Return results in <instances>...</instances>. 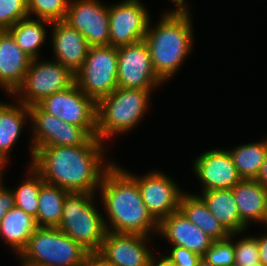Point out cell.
I'll list each match as a JSON object with an SVG mask.
<instances>
[{"label":"cell","mask_w":267,"mask_h":266,"mask_svg":"<svg viewBox=\"0 0 267 266\" xmlns=\"http://www.w3.org/2000/svg\"><path fill=\"white\" fill-rule=\"evenodd\" d=\"M105 147L98 137L80 146L40 147L29 165L46 183L68 192L97 193L105 172L115 163L105 162Z\"/></svg>","instance_id":"6da1fadb"},{"label":"cell","mask_w":267,"mask_h":266,"mask_svg":"<svg viewBox=\"0 0 267 266\" xmlns=\"http://www.w3.org/2000/svg\"><path fill=\"white\" fill-rule=\"evenodd\" d=\"M107 231L150 236L158 233V222L145 206L137 182L121 166L105 172L99 187ZM109 224V225H108Z\"/></svg>","instance_id":"7a4b0ae2"},{"label":"cell","mask_w":267,"mask_h":266,"mask_svg":"<svg viewBox=\"0 0 267 266\" xmlns=\"http://www.w3.org/2000/svg\"><path fill=\"white\" fill-rule=\"evenodd\" d=\"M191 12H164L156 26L148 25L145 42L149 48L153 69L165 83L177 74L192 52L194 34Z\"/></svg>","instance_id":"3957f363"},{"label":"cell","mask_w":267,"mask_h":266,"mask_svg":"<svg viewBox=\"0 0 267 266\" xmlns=\"http://www.w3.org/2000/svg\"><path fill=\"white\" fill-rule=\"evenodd\" d=\"M152 92V89L117 87L110 95L98 101L97 137L107 142V139L111 140L117 134H127L139 125L150 105Z\"/></svg>","instance_id":"277c9868"},{"label":"cell","mask_w":267,"mask_h":266,"mask_svg":"<svg viewBox=\"0 0 267 266\" xmlns=\"http://www.w3.org/2000/svg\"><path fill=\"white\" fill-rule=\"evenodd\" d=\"M96 193L69 192L64 200L58 228L78 242L91 255H96L103 244L107 229L102 213L96 209Z\"/></svg>","instance_id":"5b68a950"},{"label":"cell","mask_w":267,"mask_h":266,"mask_svg":"<svg viewBox=\"0 0 267 266\" xmlns=\"http://www.w3.org/2000/svg\"><path fill=\"white\" fill-rule=\"evenodd\" d=\"M90 255L58 227H37L18 256L44 266H81Z\"/></svg>","instance_id":"8992f818"},{"label":"cell","mask_w":267,"mask_h":266,"mask_svg":"<svg viewBox=\"0 0 267 266\" xmlns=\"http://www.w3.org/2000/svg\"><path fill=\"white\" fill-rule=\"evenodd\" d=\"M118 47L91 46L81 69L75 74L77 86L96 103L117 87Z\"/></svg>","instance_id":"52a82bcc"},{"label":"cell","mask_w":267,"mask_h":266,"mask_svg":"<svg viewBox=\"0 0 267 266\" xmlns=\"http://www.w3.org/2000/svg\"><path fill=\"white\" fill-rule=\"evenodd\" d=\"M74 82L75 74L66 66L56 60L41 61L36 58L31 60L22 85L12 96L30 107L69 88Z\"/></svg>","instance_id":"ba28073f"},{"label":"cell","mask_w":267,"mask_h":266,"mask_svg":"<svg viewBox=\"0 0 267 266\" xmlns=\"http://www.w3.org/2000/svg\"><path fill=\"white\" fill-rule=\"evenodd\" d=\"M48 114L78 127L97 137V103L89 98L74 82L69 88L54 93L37 104Z\"/></svg>","instance_id":"9c48e42d"},{"label":"cell","mask_w":267,"mask_h":266,"mask_svg":"<svg viewBox=\"0 0 267 266\" xmlns=\"http://www.w3.org/2000/svg\"><path fill=\"white\" fill-rule=\"evenodd\" d=\"M32 139L29 144L31 161L40 147L85 145L92 136L82 127L69 124L48 114L38 105L29 107Z\"/></svg>","instance_id":"30bf717a"},{"label":"cell","mask_w":267,"mask_h":266,"mask_svg":"<svg viewBox=\"0 0 267 266\" xmlns=\"http://www.w3.org/2000/svg\"><path fill=\"white\" fill-rule=\"evenodd\" d=\"M163 83L153 69L144 39L118 47V87L155 90Z\"/></svg>","instance_id":"8fae6325"},{"label":"cell","mask_w":267,"mask_h":266,"mask_svg":"<svg viewBox=\"0 0 267 266\" xmlns=\"http://www.w3.org/2000/svg\"><path fill=\"white\" fill-rule=\"evenodd\" d=\"M127 172L137 182L142 200L148 212L159 223L171 213L179 210L182 191L172 177L159 170H151L144 176Z\"/></svg>","instance_id":"7c38bea8"},{"label":"cell","mask_w":267,"mask_h":266,"mask_svg":"<svg viewBox=\"0 0 267 266\" xmlns=\"http://www.w3.org/2000/svg\"><path fill=\"white\" fill-rule=\"evenodd\" d=\"M140 0H123L108 6L109 45L120 47L145 38L150 15Z\"/></svg>","instance_id":"4fadbf2b"},{"label":"cell","mask_w":267,"mask_h":266,"mask_svg":"<svg viewBox=\"0 0 267 266\" xmlns=\"http://www.w3.org/2000/svg\"><path fill=\"white\" fill-rule=\"evenodd\" d=\"M65 21L91 46L109 45L108 6L100 0H70Z\"/></svg>","instance_id":"5bb4252c"},{"label":"cell","mask_w":267,"mask_h":266,"mask_svg":"<svg viewBox=\"0 0 267 266\" xmlns=\"http://www.w3.org/2000/svg\"><path fill=\"white\" fill-rule=\"evenodd\" d=\"M150 236L107 231L96 254L108 266H151Z\"/></svg>","instance_id":"9a60e30c"},{"label":"cell","mask_w":267,"mask_h":266,"mask_svg":"<svg viewBox=\"0 0 267 266\" xmlns=\"http://www.w3.org/2000/svg\"><path fill=\"white\" fill-rule=\"evenodd\" d=\"M197 157L192 169L202 191L232 189L242 179L228 150L211 149Z\"/></svg>","instance_id":"2e32d148"},{"label":"cell","mask_w":267,"mask_h":266,"mask_svg":"<svg viewBox=\"0 0 267 266\" xmlns=\"http://www.w3.org/2000/svg\"><path fill=\"white\" fill-rule=\"evenodd\" d=\"M158 234L171 245L184 247L202 257L214 241L190 222L180 210L171 213L158 223L157 236Z\"/></svg>","instance_id":"e0dca14e"},{"label":"cell","mask_w":267,"mask_h":266,"mask_svg":"<svg viewBox=\"0 0 267 266\" xmlns=\"http://www.w3.org/2000/svg\"><path fill=\"white\" fill-rule=\"evenodd\" d=\"M50 25L51 44L55 55L53 60L76 74L81 69L90 46L86 39L65 20L54 21Z\"/></svg>","instance_id":"ac0fdd59"},{"label":"cell","mask_w":267,"mask_h":266,"mask_svg":"<svg viewBox=\"0 0 267 266\" xmlns=\"http://www.w3.org/2000/svg\"><path fill=\"white\" fill-rule=\"evenodd\" d=\"M31 60L8 30H0V87L8 96L22 85Z\"/></svg>","instance_id":"d6986e66"},{"label":"cell","mask_w":267,"mask_h":266,"mask_svg":"<svg viewBox=\"0 0 267 266\" xmlns=\"http://www.w3.org/2000/svg\"><path fill=\"white\" fill-rule=\"evenodd\" d=\"M198 196L208 210L230 233H244L248 228L241 220L232 189L202 191Z\"/></svg>","instance_id":"ffe728a7"},{"label":"cell","mask_w":267,"mask_h":266,"mask_svg":"<svg viewBox=\"0 0 267 266\" xmlns=\"http://www.w3.org/2000/svg\"><path fill=\"white\" fill-rule=\"evenodd\" d=\"M232 192L242 222L249 227L251 222L261 223L265 211L267 188L255 179H241Z\"/></svg>","instance_id":"44dd1931"},{"label":"cell","mask_w":267,"mask_h":266,"mask_svg":"<svg viewBox=\"0 0 267 266\" xmlns=\"http://www.w3.org/2000/svg\"><path fill=\"white\" fill-rule=\"evenodd\" d=\"M15 101L16 105L0 102V159L5 161H8L9 152L21 137L25 121L30 120L29 107Z\"/></svg>","instance_id":"7402d4cb"},{"label":"cell","mask_w":267,"mask_h":266,"mask_svg":"<svg viewBox=\"0 0 267 266\" xmlns=\"http://www.w3.org/2000/svg\"><path fill=\"white\" fill-rule=\"evenodd\" d=\"M36 228L35 218L14 206L0 222V236L18 256L27 246Z\"/></svg>","instance_id":"603a6c76"},{"label":"cell","mask_w":267,"mask_h":266,"mask_svg":"<svg viewBox=\"0 0 267 266\" xmlns=\"http://www.w3.org/2000/svg\"><path fill=\"white\" fill-rule=\"evenodd\" d=\"M179 210L190 222L199 227L214 241L230 237V233L208 210L203 200L197 194L183 193L179 203Z\"/></svg>","instance_id":"cb8c5ba5"},{"label":"cell","mask_w":267,"mask_h":266,"mask_svg":"<svg viewBox=\"0 0 267 266\" xmlns=\"http://www.w3.org/2000/svg\"><path fill=\"white\" fill-rule=\"evenodd\" d=\"M45 24V25H43ZM46 24L50 21L29 16L19 20L8 31L17 45L32 59L40 58L39 52L47 37Z\"/></svg>","instance_id":"d4e9b609"},{"label":"cell","mask_w":267,"mask_h":266,"mask_svg":"<svg viewBox=\"0 0 267 266\" xmlns=\"http://www.w3.org/2000/svg\"><path fill=\"white\" fill-rule=\"evenodd\" d=\"M69 192L44 182L38 195V212L35 218L37 227H58L63 203Z\"/></svg>","instance_id":"484cf974"},{"label":"cell","mask_w":267,"mask_h":266,"mask_svg":"<svg viewBox=\"0 0 267 266\" xmlns=\"http://www.w3.org/2000/svg\"><path fill=\"white\" fill-rule=\"evenodd\" d=\"M228 151L239 176L256 180L267 155V139L242 144Z\"/></svg>","instance_id":"4316f807"},{"label":"cell","mask_w":267,"mask_h":266,"mask_svg":"<svg viewBox=\"0 0 267 266\" xmlns=\"http://www.w3.org/2000/svg\"><path fill=\"white\" fill-rule=\"evenodd\" d=\"M26 180L12 189L15 206L36 218L38 212V195L41 185L45 182L41 175L30 165Z\"/></svg>","instance_id":"83f0119b"},{"label":"cell","mask_w":267,"mask_h":266,"mask_svg":"<svg viewBox=\"0 0 267 266\" xmlns=\"http://www.w3.org/2000/svg\"><path fill=\"white\" fill-rule=\"evenodd\" d=\"M70 0H27L28 16L50 22L65 20Z\"/></svg>","instance_id":"f1b7e54d"},{"label":"cell","mask_w":267,"mask_h":266,"mask_svg":"<svg viewBox=\"0 0 267 266\" xmlns=\"http://www.w3.org/2000/svg\"><path fill=\"white\" fill-rule=\"evenodd\" d=\"M240 234L243 235V233H232L227 239L213 241L203 258L213 266H234L235 250L233 239L236 238L235 236H240Z\"/></svg>","instance_id":"f546056e"},{"label":"cell","mask_w":267,"mask_h":266,"mask_svg":"<svg viewBox=\"0 0 267 266\" xmlns=\"http://www.w3.org/2000/svg\"><path fill=\"white\" fill-rule=\"evenodd\" d=\"M27 16V0H0V30H8Z\"/></svg>","instance_id":"4dcf8cb0"},{"label":"cell","mask_w":267,"mask_h":266,"mask_svg":"<svg viewBox=\"0 0 267 266\" xmlns=\"http://www.w3.org/2000/svg\"><path fill=\"white\" fill-rule=\"evenodd\" d=\"M234 250V266H252L260 262L257 236H247L238 241L235 240Z\"/></svg>","instance_id":"1f68e13d"},{"label":"cell","mask_w":267,"mask_h":266,"mask_svg":"<svg viewBox=\"0 0 267 266\" xmlns=\"http://www.w3.org/2000/svg\"><path fill=\"white\" fill-rule=\"evenodd\" d=\"M171 247L170 254L165 256H167L176 266H197L202 257L184 247L175 245H171Z\"/></svg>","instance_id":"d6a6232c"},{"label":"cell","mask_w":267,"mask_h":266,"mask_svg":"<svg viewBox=\"0 0 267 266\" xmlns=\"http://www.w3.org/2000/svg\"><path fill=\"white\" fill-rule=\"evenodd\" d=\"M15 206L14 195L12 189L5 186L0 189V222L6 215L7 211Z\"/></svg>","instance_id":"836d02e7"},{"label":"cell","mask_w":267,"mask_h":266,"mask_svg":"<svg viewBox=\"0 0 267 266\" xmlns=\"http://www.w3.org/2000/svg\"><path fill=\"white\" fill-rule=\"evenodd\" d=\"M258 238V249H259V260L267 266V232L266 234L260 235Z\"/></svg>","instance_id":"e575fe53"},{"label":"cell","mask_w":267,"mask_h":266,"mask_svg":"<svg viewBox=\"0 0 267 266\" xmlns=\"http://www.w3.org/2000/svg\"><path fill=\"white\" fill-rule=\"evenodd\" d=\"M160 259L153 254L151 259V266H176L167 256L160 255Z\"/></svg>","instance_id":"d590c367"},{"label":"cell","mask_w":267,"mask_h":266,"mask_svg":"<svg viewBox=\"0 0 267 266\" xmlns=\"http://www.w3.org/2000/svg\"><path fill=\"white\" fill-rule=\"evenodd\" d=\"M256 180L265 188H267V155Z\"/></svg>","instance_id":"8d00e7d4"},{"label":"cell","mask_w":267,"mask_h":266,"mask_svg":"<svg viewBox=\"0 0 267 266\" xmlns=\"http://www.w3.org/2000/svg\"><path fill=\"white\" fill-rule=\"evenodd\" d=\"M175 3L174 9L169 10L168 12H176V13H187L190 9H188V6L186 5L185 0H170Z\"/></svg>","instance_id":"74e56055"},{"label":"cell","mask_w":267,"mask_h":266,"mask_svg":"<svg viewBox=\"0 0 267 266\" xmlns=\"http://www.w3.org/2000/svg\"><path fill=\"white\" fill-rule=\"evenodd\" d=\"M81 266H108L97 255H90V257Z\"/></svg>","instance_id":"f35d334b"},{"label":"cell","mask_w":267,"mask_h":266,"mask_svg":"<svg viewBox=\"0 0 267 266\" xmlns=\"http://www.w3.org/2000/svg\"><path fill=\"white\" fill-rule=\"evenodd\" d=\"M7 162L8 161L0 159V189L4 187V184L2 183V182H4L3 179H2L4 173H2V171L5 170V166L7 165Z\"/></svg>","instance_id":"ab89813d"},{"label":"cell","mask_w":267,"mask_h":266,"mask_svg":"<svg viewBox=\"0 0 267 266\" xmlns=\"http://www.w3.org/2000/svg\"><path fill=\"white\" fill-rule=\"evenodd\" d=\"M18 258H20V260H21V264L20 265H22V266H44V265H40V264H35V263H32V262H29V261H27V260H24V259H22L21 257H18Z\"/></svg>","instance_id":"60d3db41"},{"label":"cell","mask_w":267,"mask_h":266,"mask_svg":"<svg viewBox=\"0 0 267 266\" xmlns=\"http://www.w3.org/2000/svg\"><path fill=\"white\" fill-rule=\"evenodd\" d=\"M261 224H263L267 227V195H266V201H265V211L263 214V220H262Z\"/></svg>","instance_id":"b9f144b4"},{"label":"cell","mask_w":267,"mask_h":266,"mask_svg":"<svg viewBox=\"0 0 267 266\" xmlns=\"http://www.w3.org/2000/svg\"><path fill=\"white\" fill-rule=\"evenodd\" d=\"M197 266H213V265L210 264L205 258L201 257Z\"/></svg>","instance_id":"7bdbcfd3"},{"label":"cell","mask_w":267,"mask_h":266,"mask_svg":"<svg viewBox=\"0 0 267 266\" xmlns=\"http://www.w3.org/2000/svg\"><path fill=\"white\" fill-rule=\"evenodd\" d=\"M252 266H265V265H263L261 262H259L257 264L252 265Z\"/></svg>","instance_id":"ee69618b"}]
</instances>
